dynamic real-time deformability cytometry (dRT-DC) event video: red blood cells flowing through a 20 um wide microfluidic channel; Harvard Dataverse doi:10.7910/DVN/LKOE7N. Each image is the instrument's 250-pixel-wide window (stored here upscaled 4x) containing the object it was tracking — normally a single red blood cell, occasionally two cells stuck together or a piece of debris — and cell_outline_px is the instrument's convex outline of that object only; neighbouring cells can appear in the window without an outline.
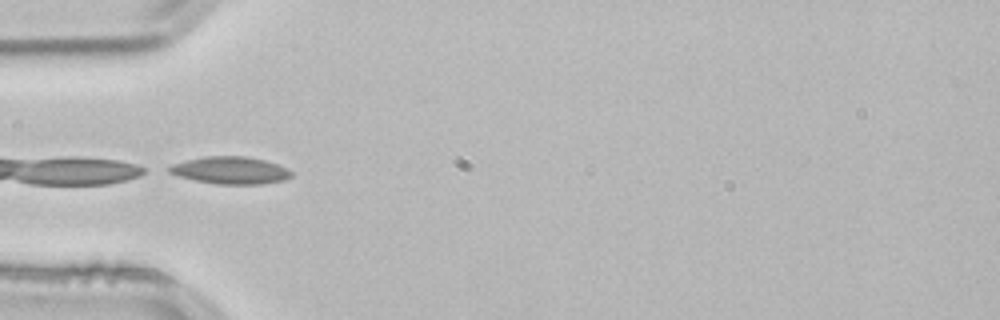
{"species": "common noctule bat (a hibernating species)", "species_latin": "Nyctalus noctula", "temperature_condition": "room temperature", "stored_images_in_passage": 9, "camera_frame_rate_fps": 3000, "um_per_image_px": 0.085, "animal": {"sex": "male", "body_mass_g": 21.5, "forearm_length_mm": 52.0}, "frame": {"image": 1, "passage_image": 1, "time_ms": 0.0, "image_size_px": [1000, 320], "cell_outline_px": [[292, 176], [284, 180], [264, 184], [216, 184], [196, 180], [180, 176], [168, 172], [164, 168], [172, 164], [188, 160], [208, 156], [244, 156], [264, 160], [288, 168], [292, 172]], "centroid_in_image_um": [19.59, 14.48], "position_along_channel_um": 65.4, "area_um2": 19.36}}